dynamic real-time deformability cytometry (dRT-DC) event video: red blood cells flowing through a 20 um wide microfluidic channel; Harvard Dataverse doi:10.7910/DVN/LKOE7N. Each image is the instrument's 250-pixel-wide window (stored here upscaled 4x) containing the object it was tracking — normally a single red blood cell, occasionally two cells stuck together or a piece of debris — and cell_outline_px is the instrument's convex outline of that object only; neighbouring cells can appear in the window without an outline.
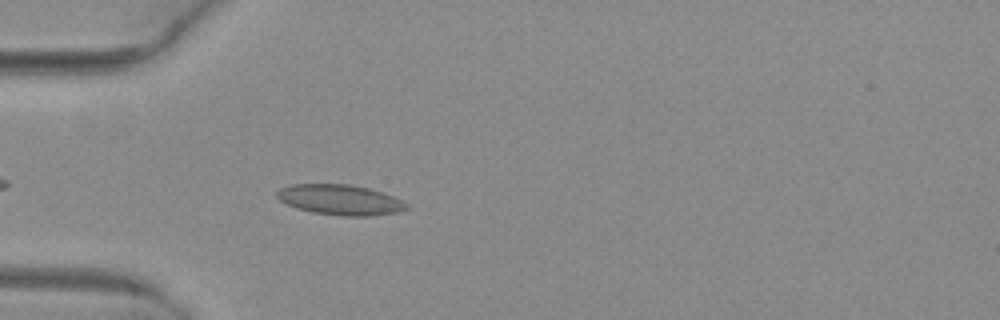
{"species": "common noctule bat (a hibernating species)", "species_latin": "Nyctalus noctula", "temperature_condition": "warm", "stored_images_in_passage": 33, "camera_frame_rate_fps": 3000, "um_per_image_px": 0.085, "animal": {"sex": "female", "body_mass_g": 29.2, "forearm_length_mm": 56.3}, "frame": {"image": 1, "passage_image": 4, "time_ms": 1.0, "image_size_px": [1000, 320], "cell_outline_px": [[408, 208], [396, 212], [368, 216], [340, 216], [312, 212], [296, 208], [280, 200], [276, 196], [276, 192], [280, 188], [292, 184], [348, 184], [368, 188], [392, 196], [408, 204]], "centroid_in_image_um": [28.87, 16.98], "position_along_channel_um": 56.1, "area_um2": 22.72}}
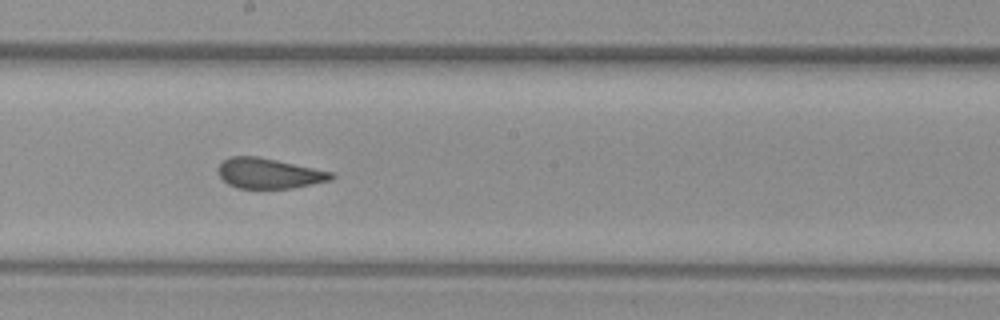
{"frame": {"image": 2, "passage_image": 17, "time_ms": 5.333, "image_size_px": [1000, 320], "cell_outline_px": [[336, 176], [332, 180], [292, 188], [236, 188], [228, 184], [220, 176], [220, 164], [224, 160], [232, 156], [256, 156], [276, 160], [332, 172]], "centroid_in_image_um": [22.89, 14.74], "position_along_channel_um": 225.3, "area_um2": 19.65}}
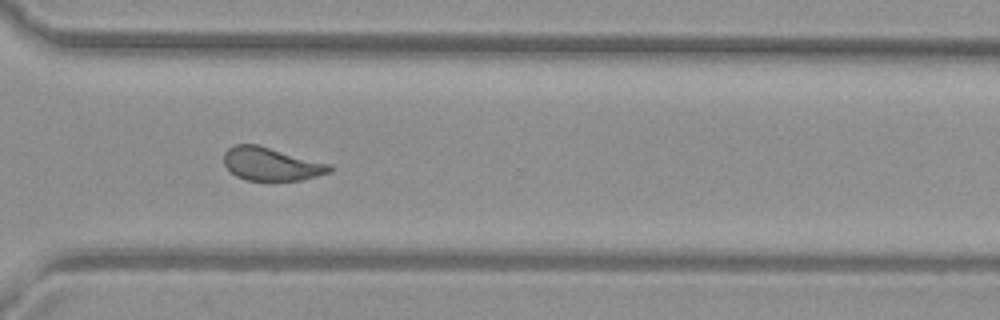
{"frame": {"image": 3, "passage_image": 26, "time_ms": 8.333, "image_size_px": [1000, 320], "cell_outline_px": [[332, 172], [300, 180], [248, 180], [236, 176], [224, 164], [224, 152], [232, 144], [256, 144], [332, 164]], "centroid_in_image_um": [23.06, 13.93], "position_along_channel_um": 347.5, "area_um2": 20.4}, "authors_computed_cell_mechanics": {"area_um2": 21.2126, "velocity_mm_per_s": 4.0859, "shape_relaxation_time_tau1_ms": 6.5192, "shape_relaxation_time_tau2_ms": 0.8313, "deformation_change_tau1": 0.1438, "deformation_change_tau2": 0.0864}}